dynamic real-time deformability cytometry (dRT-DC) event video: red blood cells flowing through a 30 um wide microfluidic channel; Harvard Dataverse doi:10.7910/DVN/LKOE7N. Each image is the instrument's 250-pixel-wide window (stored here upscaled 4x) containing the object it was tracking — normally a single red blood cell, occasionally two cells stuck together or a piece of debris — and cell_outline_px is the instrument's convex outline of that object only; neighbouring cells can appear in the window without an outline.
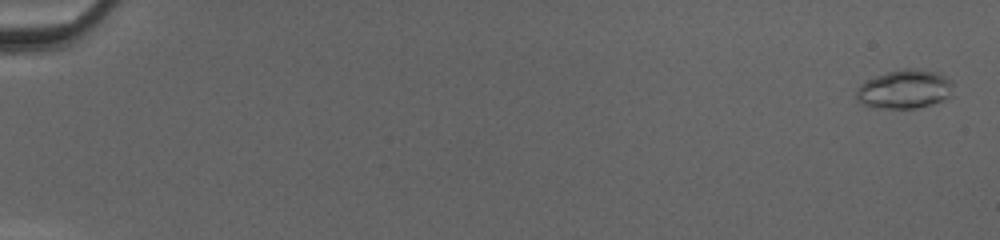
{"species": "common noctule bat (a hibernating species)", "species_latin": "Nyctalus noctula", "temperature_condition": "cold", "stored_images_in_passage": 52, "camera_frame_rate_fps": 3000, "um_per_image_px": 0.085, "animal": {"sex": "female", "body_mass_g": 20.0, "forearm_length_mm": 54.0}, "frame": {"image": 1, "passage_image": 2, "time_ms": 0.333, "image_size_px": [1000, 240], "cell_outline_px": [[952, 96], [932, 104], [916, 108], [868, 108], [856, 100], [856, 88], [864, 80], [888, 72], [904, 68], [916, 68], [940, 72], [952, 80]], "centroid_in_image_um": [76.88, 7.58], "position_along_channel_um": 8.1, "area_um2": 22.43}}
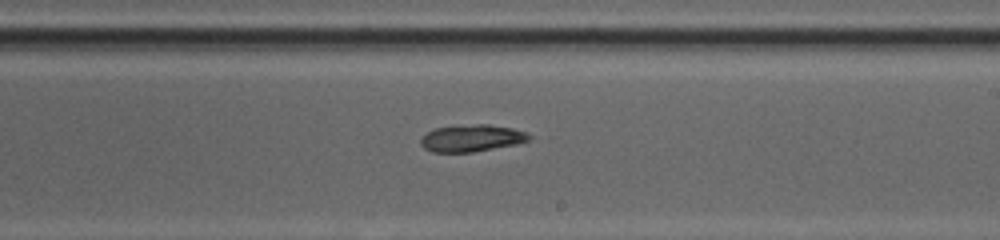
{"frame": {"image": 2, "passage_image": 33, "time_ms": 10.667, "image_size_px": [1000, 240], "cell_outline_px": [[532, 136], [528, 140], [516, 144], [472, 152], [432, 152], [424, 148], [420, 144], [420, 140], [428, 132], [436, 128], [476, 124], [488, 124], [512, 128], [528, 132]], "centroid_in_image_um": [40.11, 11.74], "position_along_channel_um": 248.9, "area_um2": 16.88}}
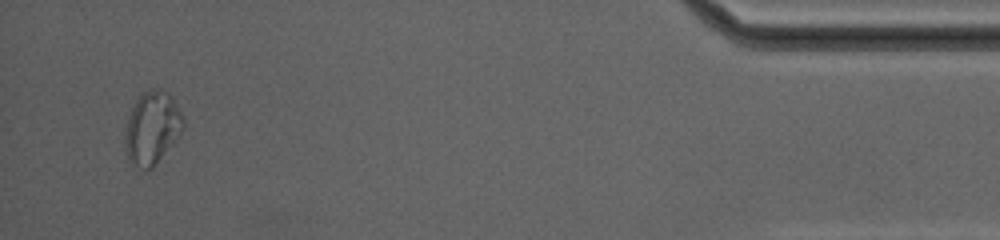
{"frame": {"image": 3, "passage_image": 50, "time_ms": 16.333, "image_size_px": [1000, 240], "cell_outline_px": [[184, 128], [180, 136], [152, 168], [132, 168], [124, 144], [124, 136], [128, 120], [132, 108], [140, 92], [152, 88], [156, 88], [168, 92], [172, 96], [184, 116]], "centroid_in_image_um": [12.95, 10.86], "position_along_channel_um": 422.3, "area_um2": 25.03}, "authors_computed_cell_mechanics": {"area_um2": 18.0625, "velocity_mm_per_s": 4.2088, "shape_relaxation_time_tau1_ms": null, "shape_relaxation_time_tau2_ms": 5.1136, "deformation_change_tau1": null, "deformation_change_tau2": 0.1092}}